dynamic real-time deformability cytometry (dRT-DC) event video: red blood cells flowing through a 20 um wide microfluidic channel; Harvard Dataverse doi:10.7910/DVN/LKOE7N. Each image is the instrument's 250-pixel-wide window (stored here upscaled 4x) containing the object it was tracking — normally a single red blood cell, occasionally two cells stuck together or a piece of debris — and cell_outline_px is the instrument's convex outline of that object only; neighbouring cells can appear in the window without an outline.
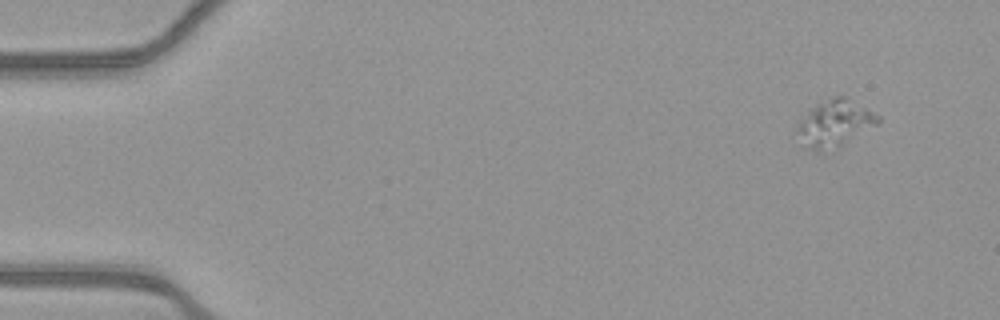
{"species": "common noctule bat (a hibernating species)", "species_latin": "Nyctalus noctula", "temperature_condition": "warm", "stored_images_in_passage": 51, "camera_frame_rate_fps": 3000, "um_per_image_px": 0.085, "animal": {"sex": "female", "body_mass_g": 21.9}, "frame": {"image": 1, "passage_image": 1, "time_ms": 0.0, "image_size_px": [1000, 320], "cell_outline_px": [[880, 124], [840, 148], [820, 152], [816, 152], [808, 148], [796, 132], [796, 128], [808, 108], [820, 100], [836, 96], [844, 96], [880, 116]], "centroid_in_image_um": [70.97, 10.51], "position_along_channel_um": 14.0, "area_um2": 22.48}}
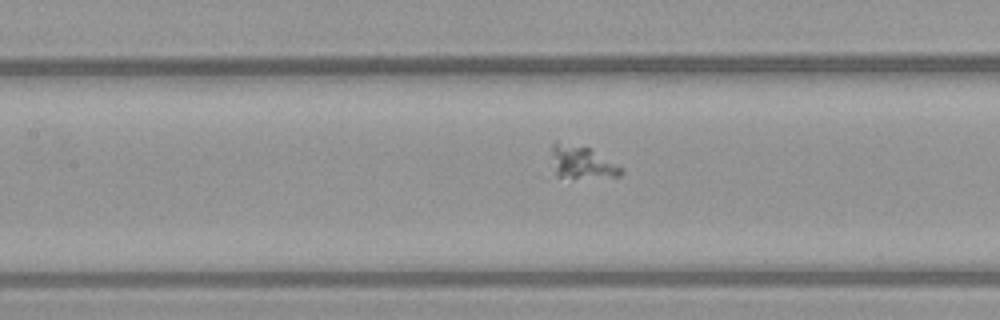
{"frame": {"image": 2, "passage_image": 22, "time_ms": 7.0, "image_size_px": [1000, 320], "cell_outline_px": [[624, 172], [620, 176], [556, 176], [552, 152], [552, 144], [556, 140], [592, 148], [624, 168]], "centroid_in_image_um": [49.49, 13.73], "position_along_channel_um": 157.9, "area_um2": 13.06}}
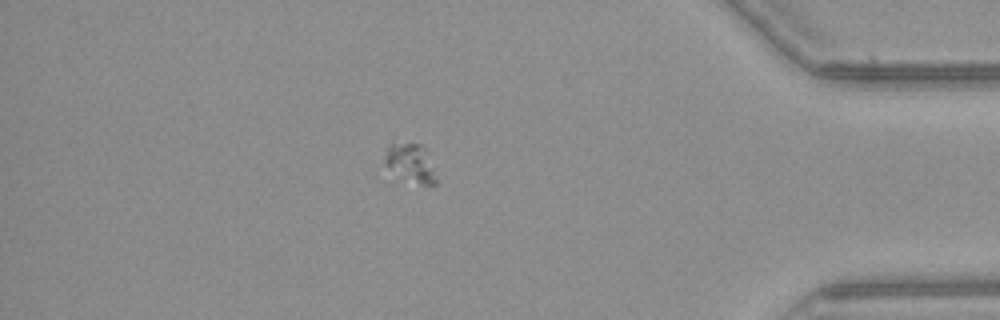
{"frame": {"image": 3, "passage_image": 44, "time_ms": 14.333, "image_size_px": [1000, 320], "cell_outline_px": [[436, 184], [424, 184], [384, 164], [384, 148], [392, 144], [420, 144], [432, 168], [436, 180]], "centroid_in_image_um": [34.85, 13.77], "position_along_channel_um": 400.4, "area_um2": 10.12}}